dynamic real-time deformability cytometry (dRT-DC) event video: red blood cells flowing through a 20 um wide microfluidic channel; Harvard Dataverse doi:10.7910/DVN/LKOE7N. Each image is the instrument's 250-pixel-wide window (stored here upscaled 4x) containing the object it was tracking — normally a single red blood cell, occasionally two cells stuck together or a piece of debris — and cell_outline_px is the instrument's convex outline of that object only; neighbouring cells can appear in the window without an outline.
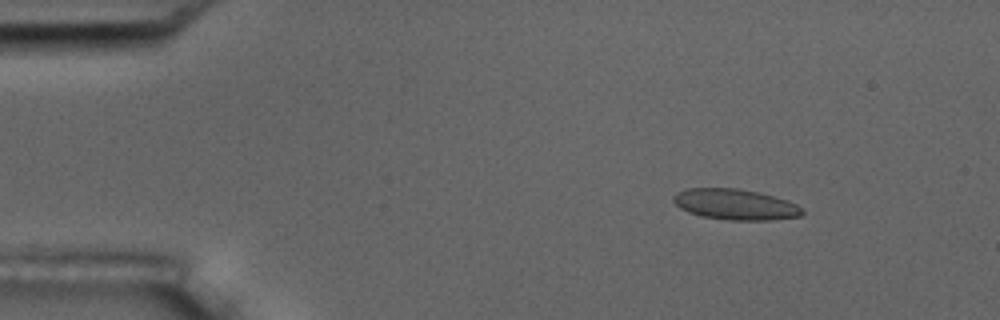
{"species": "common noctule bat (a hibernating species)", "species_latin": "Nyctalus noctula", "temperature_condition": "room temperature", "stored_images_in_passage": 15, "camera_frame_rate_fps": 3000, "um_per_image_px": 0.085, "animal": {"sex": "male", "body_mass_g": 17.5, "forearm_length_mm": 52.3}, "frame": {"image": 1, "passage_image": 3, "time_ms": 2.0, "image_size_px": [1000, 320], "cell_outline_px": [[804, 212], [800, 216], [772, 220], [728, 220], [700, 216], [688, 212], [680, 208], [672, 200], [672, 196], [676, 192], [684, 188], [736, 188], [756, 192], [788, 200], [796, 204]], "centroid_in_image_um": [62.44, 17.37], "position_along_channel_um": 22.6, "area_um2": 23.12}}
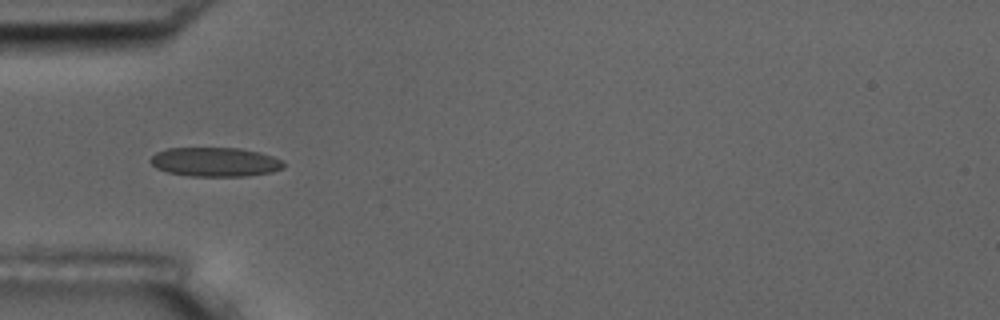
{"frame": {"image": 2, "passage_image": 5, "time_ms": 5.333, "image_size_px": [1000, 320], "cell_outline_px": [[284, 168], [272, 172], [244, 176], [188, 176], [168, 172], [156, 168], [148, 160], [156, 152], [168, 148], [240, 148], [260, 152], [272, 156], [280, 160], [284, 164]], "centroid_in_image_um": [18.26, 13.76], "position_along_channel_um": 66.7, "area_um2": 22.66}}
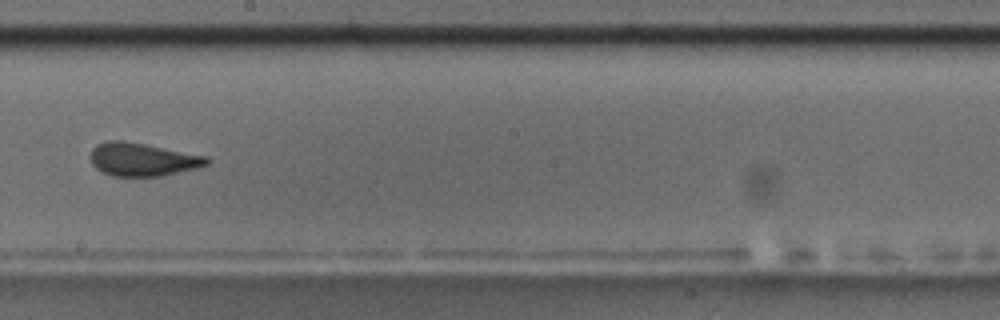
{"frame": {"image": 3, "passage_image": 9, "time_ms": 10.0, "image_size_px": [1000, 320], "cell_outline_px": [[212, 160], [208, 164], [196, 168], [160, 176], [112, 176], [96, 168], [92, 164], [92, 148], [96, 144], [108, 140], [124, 140], [208, 156]], "centroid_in_image_um": [12.13, 13.54], "position_along_channel_um": 236.1, "area_um2": 22.43}}